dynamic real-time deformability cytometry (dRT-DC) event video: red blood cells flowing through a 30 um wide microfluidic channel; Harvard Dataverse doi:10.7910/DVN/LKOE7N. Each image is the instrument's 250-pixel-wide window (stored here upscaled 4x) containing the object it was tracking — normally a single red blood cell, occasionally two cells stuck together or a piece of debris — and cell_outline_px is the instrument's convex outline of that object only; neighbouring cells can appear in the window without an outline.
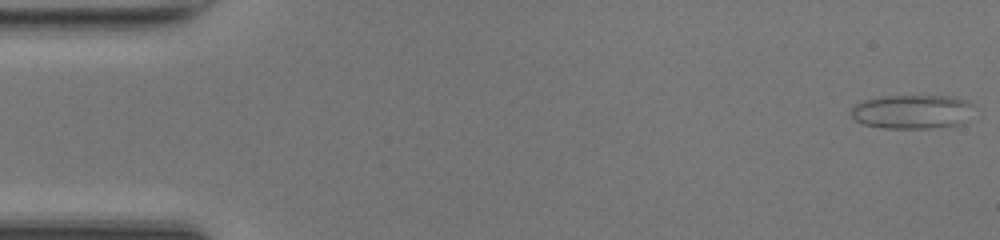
{"species": "common noctule bat (a hibernating species)", "species_latin": "Nyctalus noctula", "temperature_condition": "room temperature", "stored_images_in_passage": 48, "camera_frame_rate_fps": 3000, "um_per_image_px": 0.085, "animal": {"sex": "female", "body_mass_g": 17.0, "forearm_length_mm": 48.0}, "frame": {"image": 1, "passage_image": 1, "time_ms": 0.0, "image_size_px": [1000, 240], "cell_outline_px": [[972, 104], [960, 124], [932, 128], [884, 128], [864, 124], [856, 120], [852, 116], [852, 108], [856, 104], [864, 100], [880, 96], [952, 96], [964, 100]], "centroid_in_image_um": [77.45, 9.49], "position_along_channel_um": 7.5, "area_um2": 23.81}}
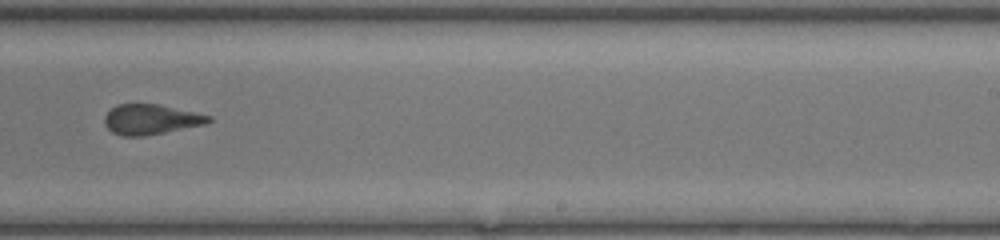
{"frame": {"image": 2, "passage_image": 30, "time_ms": 9.667, "image_size_px": [1000, 240], "cell_outline_px": [[212, 120], [204, 124], [144, 136], [124, 136], [112, 132], [104, 124], [104, 116], [116, 104], [160, 104], [212, 116]], "centroid_in_image_um": [12.8, 10.14], "position_along_channel_um": 276.2, "area_um2": 18.15}}
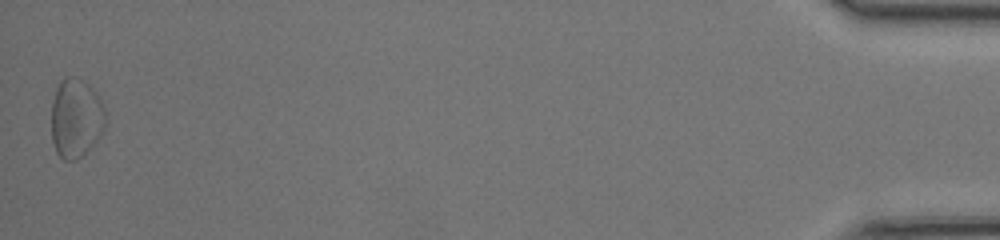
{"frame": {"image": 3, "passage_image": 48, "time_ms": 15.667, "image_size_px": [1000, 240], "cell_outline_px": [[104, 128], [96, 140], [76, 160], [64, 160], [56, 152], [52, 140], [52, 100], [56, 88], [60, 80], [64, 76], [72, 76], [88, 84], [96, 92], [104, 108]], "centroid_in_image_um": [6.42, 10.01], "position_along_channel_um": 428.8, "area_um2": 24.62}, "authors_computed_cell_mechanics": {"area_um2": 19.074, "velocity_mm_per_s": 4.2643, "shape_relaxation_time_tau1_ms": null, "shape_relaxation_time_tau2_ms": 1.5639, "deformation_change_tau1": null, "deformation_change_tau2": 0.0879}}